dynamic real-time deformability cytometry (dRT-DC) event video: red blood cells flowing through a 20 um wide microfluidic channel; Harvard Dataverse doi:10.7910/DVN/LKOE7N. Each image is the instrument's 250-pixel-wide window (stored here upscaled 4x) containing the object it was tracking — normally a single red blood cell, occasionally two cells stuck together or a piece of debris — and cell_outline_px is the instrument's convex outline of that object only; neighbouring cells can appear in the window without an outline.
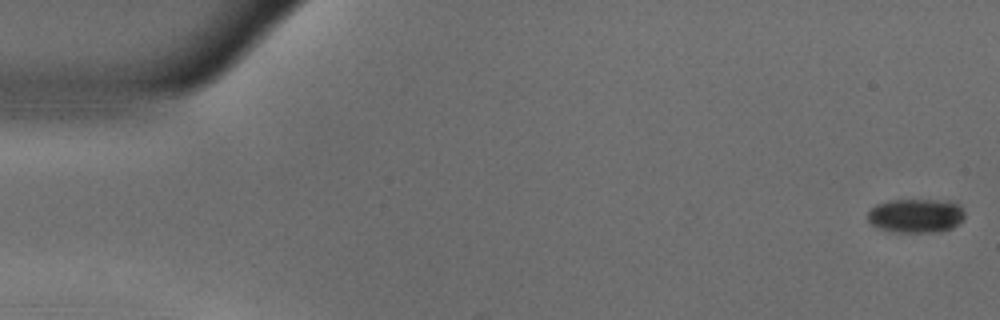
{"species": "common noctule bat (a hibernating species)", "species_latin": "Nyctalus noctula", "temperature_condition": "warm", "stored_images_in_passage": 55, "camera_frame_rate_fps": 3000, "um_per_image_px": 0.085, "animal": {"sex": "male", "body_mass_g": 18.8}, "frame": {"image": 1, "passage_image": 1, "time_ms": 0.0, "image_size_px": [1000, 320], "cell_outline_px": [[964, 220], [952, 228], [940, 232], [892, 232], [880, 228], [872, 224], [868, 220], [868, 212], [876, 204], [892, 200], [948, 200], [960, 204], [964, 212]], "centroid_in_image_um": [77.9, 18.33], "position_along_channel_um": 7.1, "area_um2": 19.42}}
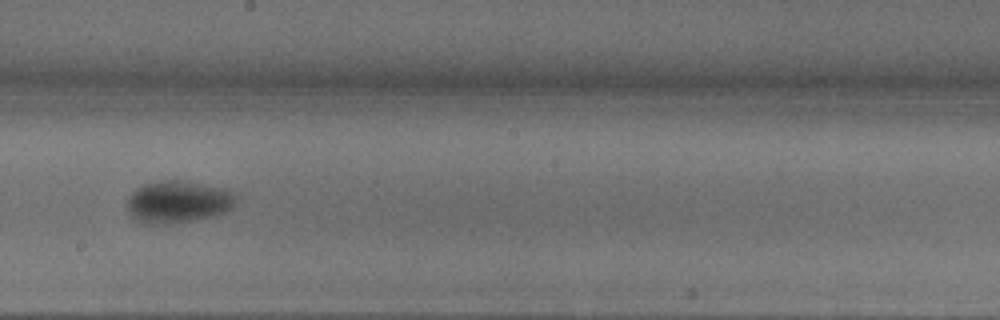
{"frame": {"image": 2, "passage_image": 31, "time_ms": 10.0, "image_size_px": [1000, 320], "cell_outline_px": [[236, 200], [228, 212], [216, 216], [172, 224], [148, 224], [136, 220], [124, 208], [128, 196], [132, 192], [144, 184], [160, 180], [184, 180], [224, 188], [236, 192]], "centroid_in_image_um": [15.13, 17.16], "position_along_channel_um": 233.1, "area_um2": 27.4}}
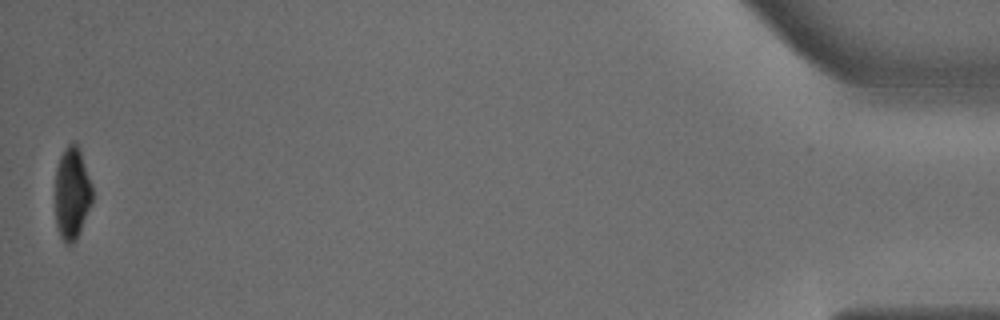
{"frame": {"image": 3, "passage_image": 55, "time_ms": 18.0, "image_size_px": [1000, 320], "cell_outline_px": [[92, 204], [80, 232], [76, 240], [72, 244], [64, 244], [60, 236], [56, 224], [56, 168], [60, 156], [64, 148], [72, 140], [80, 148], [92, 184]], "centroid_in_image_um": [6.13, 16.42], "position_along_channel_um": 429.1, "area_um2": 20.29}, "authors_computed_cell_mechanics": {"area_um2": 23.8714, "velocity_mm_per_s": 3.6356, "shape_relaxation_time_tau1_ms": 2.5325, "shape_relaxation_time_tau2_ms": 3.2199, "deformation_change_tau1": 0.135, "deformation_change_tau2": 0.0404}}